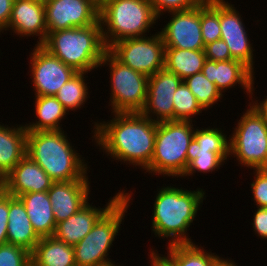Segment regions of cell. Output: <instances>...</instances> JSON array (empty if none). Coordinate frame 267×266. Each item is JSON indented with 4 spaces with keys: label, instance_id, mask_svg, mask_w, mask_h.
I'll list each match as a JSON object with an SVG mask.
<instances>
[{
    "label": "cell",
    "instance_id": "obj_1",
    "mask_svg": "<svg viewBox=\"0 0 267 266\" xmlns=\"http://www.w3.org/2000/svg\"><path fill=\"white\" fill-rule=\"evenodd\" d=\"M112 115L115 118L109 121L92 123V140L115 161L146 170L154 152L157 123L141 113Z\"/></svg>",
    "mask_w": 267,
    "mask_h": 266
},
{
    "label": "cell",
    "instance_id": "obj_2",
    "mask_svg": "<svg viewBox=\"0 0 267 266\" xmlns=\"http://www.w3.org/2000/svg\"><path fill=\"white\" fill-rule=\"evenodd\" d=\"M205 194L201 188L193 191L173 186L159 188L151 216L155 237L169 238L167 246L194 243L187 231L206 199Z\"/></svg>",
    "mask_w": 267,
    "mask_h": 266
},
{
    "label": "cell",
    "instance_id": "obj_3",
    "mask_svg": "<svg viewBox=\"0 0 267 266\" xmlns=\"http://www.w3.org/2000/svg\"><path fill=\"white\" fill-rule=\"evenodd\" d=\"M64 130L27 132L26 155L54 182L88 178V165L81 159ZM86 163V164H85Z\"/></svg>",
    "mask_w": 267,
    "mask_h": 266
},
{
    "label": "cell",
    "instance_id": "obj_4",
    "mask_svg": "<svg viewBox=\"0 0 267 266\" xmlns=\"http://www.w3.org/2000/svg\"><path fill=\"white\" fill-rule=\"evenodd\" d=\"M41 46L65 65L87 74L99 67L107 51L100 20L86 27L48 32Z\"/></svg>",
    "mask_w": 267,
    "mask_h": 266
},
{
    "label": "cell",
    "instance_id": "obj_5",
    "mask_svg": "<svg viewBox=\"0 0 267 266\" xmlns=\"http://www.w3.org/2000/svg\"><path fill=\"white\" fill-rule=\"evenodd\" d=\"M159 18L150 0H104L99 20L107 50L116 42L144 37Z\"/></svg>",
    "mask_w": 267,
    "mask_h": 266
},
{
    "label": "cell",
    "instance_id": "obj_6",
    "mask_svg": "<svg viewBox=\"0 0 267 266\" xmlns=\"http://www.w3.org/2000/svg\"><path fill=\"white\" fill-rule=\"evenodd\" d=\"M193 126L190 121L157 123L154 152L146 172L181 178L187 168V149L194 138Z\"/></svg>",
    "mask_w": 267,
    "mask_h": 266
},
{
    "label": "cell",
    "instance_id": "obj_7",
    "mask_svg": "<svg viewBox=\"0 0 267 266\" xmlns=\"http://www.w3.org/2000/svg\"><path fill=\"white\" fill-rule=\"evenodd\" d=\"M124 193L96 222L91 231L74 245L76 266H102L107 258L129 208L132 194Z\"/></svg>",
    "mask_w": 267,
    "mask_h": 266
},
{
    "label": "cell",
    "instance_id": "obj_8",
    "mask_svg": "<svg viewBox=\"0 0 267 266\" xmlns=\"http://www.w3.org/2000/svg\"><path fill=\"white\" fill-rule=\"evenodd\" d=\"M248 107L229 135L230 156L251 170L267 168V121L250 104Z\"/></svg>",
    "mask_w": 267,
    "mask_h": 266
},
{
    "label": "cell",
    "instance_id": "obj_9",
    "mask_svg": "<svg viewBox=\"0 0 267 266\" xmlns=\"http://www.w3.org/2000/svg\"><path fill=\"white\" fill-rule=\"evenodd\" d=\"M105 65L110 68L111 113H140L146 103L149 77L122 64L108 50L99 68Z\"/></svg>",
    "mask_w": 267,
    "mask_h": 266
},
{
    "label": "cell",
    "instance_id": "obj_10",
    "mask_svg": "<svg viewBox=\"0 0 267 266\" xmlns=\"http://www.w3.org/2000/svg\"><path fill=\"white\" fill-rule=\"evenodd\" d=\"M108 51L122 64L148 77L164 68L165 45L159 31L149 37L118 41Z\"/></svg>",
    "mask_w": 267,
    "mask_h": 266
},
{
    "label": "cell",
    "instance_id": "obj_11",
    "mask_svg": "<svg viewBox=\"0 0 267 266\" xmlns=\"http://www.w3.org/2000/svg\"><path fill=\"white\" fill-rule=\"evenodd\" d=\"M29 56L35 96H55L60 87L78 73L41 45H35Z\"/></svg>",
    "mask_w": 267,
    "mask_h": 266
},
{
    "label": "cell",
    "instance_id": "obj_12",
    "mask_svg": "<svg viewBox=\"0 0 267 266\" xmlns=\"http://www.w3.org/2000/svg\"><path fill=\"white\" fill-rule=\"evenodd\" d=\"M44 3L47 33L99 21L100 5L95 0H44Z\"/></svg>",
    "mask_w": 267,
    "mask_h": 266
},
{
    "label": "cell",
    "instance_id": "obj_13",
    "mask_svg": "<svg viewBox=\"0 0 267 266\" xmlns=\"http://www.w3.org/2000/svg\"><path fill=\"white\" fill-rule=\"evenodd\" d=\"M172 17L161 29L165 48L204 50L201 33V4L182 11L170 12Z\"/></svg>",
    "mask_w": 267,
    "mask_h": 266
},
{
    "label": "cell",
    "instance_id": "obj_14",
    "mask_svg": "<svg viewBox=\"0 0 267 266\" xmlns=\"http://www.w3.org/2000/svg\"><path fill=\"white\" fill-rule=\"evenodd\" d=\"M182 81L179 76L165 68L149 76L147 99L140 113L156 123L174 121L173 97Z\"/></svg>",
    "mask_w": 267,
    "mask_h": 266
},
{
    "label": "cell",
    "instance_id": "obj_15",
    "mask_svg": "<svg viewBox=\"0 0 267 266\" xmlns=\"http://www.w3.org/2000/svg\"><path fill=\"white\" fill-rule=\"evenodd\" d=\"M234 4L220 0L221 38L227 44L231 57L239 60L254 72V50L245 24Z\"/></svg>",
    "mask_w": 267,
    "mask_h": 266
},
{
    "label": "cell",
    "instance_id": "obj_16",
    "mask_svg": "<svg viewBox=\"0 0 267 266\" xmlns=\"http://www.w3.org/2000/svg\"><path fill=\"white\" fill-rule=\"evenodd\" d=\"M10 29L21 38L39 36L35 45H42L47 38L44 0H14L6 30Z\"/></svg>",
    "mask_w": 267,
    "mask_h": 266
},
{
    "label": "cell",
    "instance_id": "obj_17",
    "mask_svg": "<svg viewBox=\"0 0 267 266\" xmlns=\"http://www.w3.org/2000/svg\"><path fill=\"white\" fill-rule=\"evenodd\" d=\"M202 73L216 85L222 95L237 83L247 93V96L249 95V99L255 91L253 86L255 72L239 60L213 61L206 59Z\"/></svg>",
    "mask_w": 267,
    "mask_h": 266
},
{
    "label": "cell",
    "instance_id": "obj_18",
    "mask_svg": "<svg viewBox=\"0 0 267 266\" xmlns=\"http://www.w3.org/2000/svg\"><path fill=\"white\" fill-rule=\"evenodd\" d=\"M88 179L54 182L47 191L56 224L77 213L89 201L90 182Z\"/></svg>",
    "mask_w": 267,
    "mask_h": 266
},
{
    "label": "cell",
    "instance_id": "obj_19",
    "mask_svg": "<svg viewBox=\"0 0 267 266\" xmlns=\"http://www.w3.org/2000/svg\"><path fill=\"white\" fill-rule=\"evenodd\" d=\"M5 192L19 197L25 193L48 191L54 181L28 155L3 178Z\"/></svg>",
    "mask_w": 267,
    "mask_h": 266
},
{
    "label": "cell",
    "instance_id": "obj_20",
    "mask_svg": "<svg viewBox=\"0 0 267 266\" xmlns=\"http://www.w3.org/2000/svg\"><path fill=\"white\" fill-rule=\"evenodd\" d=\"M125 193V189L116 193L104 208L90 205L87 202L80 210L68 219L57 223L54 237L69 245L81 241L93 228L99 218Z\"/></svg>",
    "mask_w": 267,
    "mask_h": 266
},
{
    "label": "cell",
    "instance_id": "obj_21",
    "mask_svg": "<svg viewBox=\"0 0 267 266\" xmlns=\"http://www.w3.org/2000/svg\"><path fill=\"white\" fill-rule=\"evenodd\" d=\"M8 243L32 252L41 239L28 218L25 205L19 197L9 194V213L7 224Z\"/></svg>",
    "mask_w": 267,
    "mask_h": 266
},
{
    "label": "cell",
    "instance_id": "obj_22",
    "mask_svg": "<svg viewBox=\"0 0 267 266\" xmlns=\"http://www.w3.org/2000/svg\"><path fill=\"white\" fill-rule=\"evenodd\" d=\"M14 127V128H13ZM27 130L24 125L0 124V178L3 179L26 155Z\"/></svg>",
    "mask_w": 267,
    "mask_h": 266
},
{
    "label": "cell",
    "instance_id": "obj_23",
    "mask_svg": "<svg viewBox=\"0 0 267 266\" xmlns=\"http://www.w3.org/2000/svg\"><path fill=\"white\" fill-rule=\"evenodd\" d=\"M19 198L25 205L36 234L40 238L54 236L57 224L47 191L25 193Z\"/></svg>",
    "mask_w": 267,
    "mask_h": 266
},
{
    "label": "cell",
    "instance_id": "obj_24",
    "mask_svg": "<svg viewBox=\"0 0 267 266\" xmlns=\"http://www.w3.org/2000/svg\"><path fill=\"white\" fill-rule=\"evenodd\" d=\"M31 266H76L74 246L44 237L31 252Z\"/></svg>",
    "mask_w": 267,
    "mask_h": 266
},
{
    "label": "cell",
    "instance_id": "obj_25",
    "mask_svg": "<svg viewBox=\"0 0 267 266\" xmlns=\"http://www.w3.org/2000/svg\"><path fill=\"white\" fill-rule=\"evenodd\" d=\"M167 250V256L157 253L156 249L149 253L156 254L166 266H213L220 258L196 243L169 245Z\"/></svg>",
    "mask_w": 267,
    "mask_h": 266
},
{
    "label": "cell",
    "instance_id": "obj_26",
    "mask_svg": "<svg viewBox=\"0 0 267 266\" xmlns=\"http://www.w3.org/2000/svg\"><path fill=\"white\" fill-rule=\"evenodd\" d=\"M34 99L38 121L25 124V129L28 132L63 130L60 122L68 112L58 99L55 96H35Z\"/></svg>",
    "mask_w": 267,
    "mask_h": 266
},
{
    "label": "cell",
    "instance_id": "obj_27",
    "mask_svg": "<svg viewBox=\"0 0 267 266\" xmlns=\"http://www.w3.org/2000/svg\"><path fill=\"white\" fill-rule=\"evenodd\" d=\"M205 61L204 50L165 48L164 68L182 80L202 72Z\"/></svg>",
    "mask_w": 267,
    "mask_h": 266
},
{
    "label": "cell",
    "instance_id": "obj_28",
    "mask_svg": "<svg viewBox=\"0 0 267 266\" xmlns=\"http://www.w3.org/2000/svg\"><path fill=\"white\" fill-rule=\"evenodd\" d=\"M224 162L226 161L214 152V148L199 147L198 142L193 138L187 149V168L181 177L192 176L195 172L212 173L220 169Z\"/></svg>",
    "mask_w": 267,
    "mask_h": 266
},
{
    "label": "cell",
    "instance_id": "obj_29",
    "mask_svg": "<svg viewBox=\"0 0 267 266\" xmlns=\"http://www.w3.org/2000/svg\"><path fill=\"white\" fill-rule=\"evenodd\" d=\"M85 72L76 73L69 81L60 87L55 97L67 112L82 108L89 96L88 83L85 81Z\"/></svg>",
    "mask_w": 267,
    "mask_h": 266
},
{
    "label": "cell",
    "instance_id": "obj_30",
    "mask_svg": "<svg viewBox=\"0 0 267 266\" xmlns=\"http://www.w3.org/2000/svg\"><path fill=\"white\" fill-rule=\"evenodd\" d=\"M183 81L204 111L208 110L215 103L217 104L218 100L224 96L217 89L216 85L209 81L202 72L187 77Z\"/></svg>",
    "mask_w": 267,
    "mask_h": 266
},
{
    "label": "cell",
    "instance_id": "obj_31",
    "mask_svg": "<svg viewBox=\"0 0 267 266\" xmlns=\"http://www.w3.org/2000/svg\"><path fill=\"white\" fill-rule=\"evenodd\" d=\"M201 33L205 45L221 38L220 0H204L201 3Z\"/></svg>",
    "mask_w": 267,
    "mask_h": 266
},
{
    "label": "cell",
    "instance_id": "obj_32",
    "mask_svg": "<svg viewBox=\"0 0 267 266\" xmlns=\"http://www.w3.org/2000/svg\"><path fill=\"white\" fill-rule=\"evenodd\" d=\"M174 121H190L193 122L192 117L197 114L200 115L203 109L198 104L196 97L189 90L184 81L178 86L174 92Z\"/></svg>",
    "mask_w": 267,
    "mask_h": 266
},
{
    "label": "cell",
    "instance_id": "obj_33",
    "mask_svg": "<svg viewBox=\"0 0 267 266\" xmlns=\"http://www.w3.org/2000/svg\"><path fill=\"white\" fill-rule=\"evenodd\" d=\"M195 128L194 139L199 147L214 148L225 161L230 157L229 137L220 128ZM228 138V140H227Z\"/></svg>",
    "mask_w": 267,
    "mask_h": 266
},
{
    "label": "cell",
    "instance_id": "obj_34",
    "mask_svg": "<svg viewBox=\"0 0 267 266\" xmlns=\"http://www.w3.org/2000/svg\"><path fill=\"white\" fill-rule=\"evenodd\" d=\"M0 266H31V252L14 244H2Z\"/></svg>",
    "mask_w": 267,
    "mask_h": 266
},
{
    "label": "cell",
    "instance_id": "obj_35",
    "mask_svg": "<svg viewBox=\"0 0 267 266\" xmlns=\"http://www.w3.org/2000/svg\"><path fill=\"white\" fill-rule=\"evenodd\" d=\"M154 12L160 19L165 13L187 10L201 4L204 0H150ZM165 12V13H163Z\"/></svg>",
    "mask_w": 267,
    "mask_h": 266
},
{
    "label": "cell",
    "instance_id": "obj_36",
    "mask_svg": "<svg viewBox=\"0 0 267 266\" xmlns=\"http://www.w3.org/2000/svg\"><path fill=\"white\" fill-rule=\"evenodd\" d=\"M253 170L255 179L250 184L252 199L257 207L267 208V168Z\"/></svg>",
    "mask_w": 267,
    "mask_h": 266
},
{
    "label": "cell",
    "instance_id": "obj_37",
    "mask_svg": "<svg viewBox=\"0 0 267 266\" xmlns=\"http://www.w3.org/2000/svg\"><path fill=\"white\" fill-rule=\"evenodd\" d=\"M204 52L206 59L213 61H227L233 59L227 44L222 39L206 44Z\"/></svg>",
    "mask_w": 267,
    "mask_h": 266
},
{
    "label": "cell",
    "instance_id": "obj_38",
    "mask_svg": "<svg viewBox=\"0 0 267 266\" xmlns=\"http://www.w3.org/2000/svg\"><path fill=\"white\" fill-rule=\"evenodd\" d=\"M9 213V194L5 191L0 195V245L8 243L7 224Z\"/></svg>",
    "mask_w": 267,
    "mask_h": 266
},
{
    "label": "cell",
    "instance_id": "obj_39",
    "mask_svg": "<svg viewBox=\"0 0 267 266\" xmlns=\"http://www.w3.org/2000/svg\"><path fill=\"white\" fill-rule=\"evenodd\" d=\"M253 214V231L261 239H267V208L256 207ZM257 233V234H256Z\"/></svg>",
    "mask_w": 267,
    "mask_h": 266
},
{
    "label": "cell",
    "instance_id": "obj_40",
    "mask_svg": "<svg viewBox=\"0 0 267 266\" xmlns=\"http://www.w3.org/2000/svg\"><path fill=\"white\" fill-rule=\"evenodd\" d=\"M14 0H0V33L6 31L11 14Z\"/></svg>",
    "mask_w": 267,
    "mask_h": 266
},
{
    "label": "cell",
    "instance_id": "obj_41",
    "mask_svg": "<svg viewBox=\"0 0 267 266\" xmlns=\"http://www.w3.org/2000/svg\"><path fill=\"white\" fill-rule=\"evenodd\" d=\"M250 98L252 102H249V104L253 108H255L262 115V117L267 121V96L265 99H262L264 101H260L259 103H258L259 99L253 101L252 100L253 96H251Z\"/></svg>",
    "mask_w": 267,
    "mask_h": 266
},
{
    "label": "cell",
    "instance_id": "obj_42",
    "mask_svg": "<svg viewBox=\"0 0 267 266\" xmlns=\"http://www.w3.org/2000/svg\"><path fill=\"white\" fill-rule=\"evenodd\" d=\"M213 266H238L236 265V263L232 260H230L229 258L224 259L222 257H220Z\"/></svg>",
    "mask_w": 267,
    "mask_h": 266
},
{
    "label": "cell",
    "instance_id": "obj_43",
    "mask_svg": "<svg viewBox=\"0 0 267 266\" xmlns=\"http://www.w3.org/2000/svg\"><path fill=\"white\" fill-rule=\"evenodd\" d=\"M150 264L151 266H157V255L156 254H150Z\"/></svg>",
    "mask_w": 267,
    "mask_h": 266
},
{
    "label": "cell",
    "instance_id": "obj_44",
    "mask_svg": "<svg viewBox=\"0 0 267 266\" xmlns=\"http://www.w3.org/2000/svg\"><path fill=\"white\" fill-rule=\"evenodd\" d=\"M5 191L4 189V181L0 178V195Z\"/></svg>",
    "mask_w": 267,
    "mask_h": 266
},
{
    "label": "cell",
    "instance_id": "obj_45",
    "mask_svg": "<svg viewBox=\"0 0 267 266\" xmlns=\"http://www.w3.org/2000/svg\"><path fill=\"white\" fill-rule=\"evenodd\" d=\"M157 266H166V265L157 257Z\"/></svg>",
    "mask_w": 267,
    "mask_h": 266
},
{
    "label": "cell",
    "instance_id": "obj_46",
    "mask_svg": "<svg viewBox=\"0 0 267 266\" xmlns=\"http://www.w3.org/2000/svg\"><path fill=\"white\" fill-rule=\"evenodd\" d=\"M102 266H120V265H117V264H115V262H113V263H109V264L102 265Z\"/></svg>",
    "mask_w": 267,
    "mask_h": 266
},
{
    "label": "cell",
    "instance_id": "obj_47",
    "mask_svg": "<svg viewBox=\"0 0 267 266\" xmlns=\"http://www.w3.org/2000/svg\"><path fill=\"white\" fill-rule=\"evenodd\" d=\"M99 5L104 1V0H95Z\"/></svg>",
    "mask_w": 267,
    "mask_h": 266
}]
</instances>
